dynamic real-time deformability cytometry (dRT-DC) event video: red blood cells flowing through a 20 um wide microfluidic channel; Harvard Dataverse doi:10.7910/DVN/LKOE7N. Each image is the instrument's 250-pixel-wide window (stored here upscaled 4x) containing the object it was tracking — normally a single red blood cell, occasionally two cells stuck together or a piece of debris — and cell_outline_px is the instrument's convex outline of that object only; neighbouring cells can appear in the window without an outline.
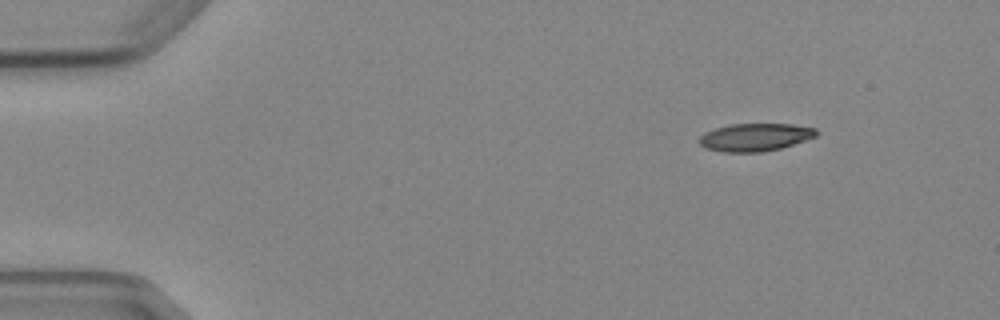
{"species": "Egyptian fruit bat (a non-hibernating species)", "species_latin": "Rousettus aegyptiacus", "temperature_condition": "cold", "stored_images_in_passage": 4, "camera_frame_rate_fps": 3000, "um_per_image_px": 0.085, "animal": {"sex": "female"}, "frame": {"image": 1, "passage_image": 1, "time_ms": 0.0, "image_size_px": [1000, 320], "cell_outline_px": [[820, 132], [816, 136], [780, 148], [764, 152], [724, 152], [704, 148], [700, 144], [700, 136], [704, 132], [716, 128], [732, 124], [792, 124], [816, 128]], "centroid_in_image_um": [64.19, 11.66], "position_along_channel_um": 20.8, "area_um2": 18.9}}
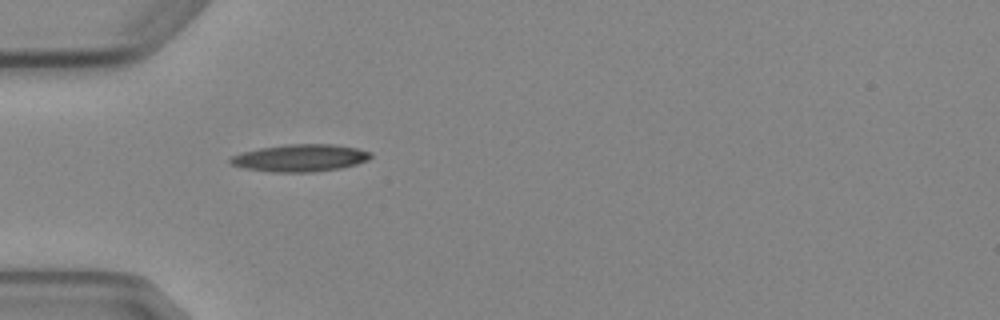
{"frame": {"image": 2, "passage_image": 4, "time_ms": 3.333, "image_size_px": [1000, 320], "cell_outline_px": [[372, 156], [368, 160], [356, 164], [340, 168], [312, 172], [272, 172], [244, 168], [232, 164], [228, 160], [228, 156], [260, 148], [288, 144], [332, 144], [356, 148], [372, 152]], "centroid_in_image_um": [25.51, 13.42], "position_along_channel_um": 59.5, "area_um2": 22.25}}